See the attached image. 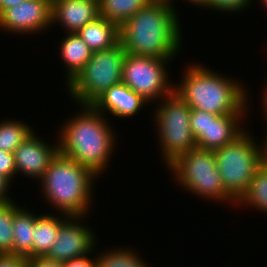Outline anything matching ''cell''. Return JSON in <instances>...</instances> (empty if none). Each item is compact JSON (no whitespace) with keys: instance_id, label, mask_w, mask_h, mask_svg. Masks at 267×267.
Segmentation results:
<instances>
[{"instance_id":"obj_8","label":"cell","mask_w":267,"mask_h":267,"mask_svg":"<svg viewBox=\"0 0 267 267\" xmlns=\"http://www.w3.org/2000/svg\"><path fill=\"white\" fill-rule=\"evenodd\" d=\"M163 100L154 115L163 158L169 165L179 155L196 148V140L189 123L191 108L175 92Z\"/></svg>"},{"instance_id":"obj_9","label":"cell","mask_w":267,"mask_h":267,"mask_svg":"<svg viewBox=\"0 0 267 267\" xmlns=\"http://www.w3.org/2000/svg\"><path fill=\"white\" fill-rule=\"evenodd\" d=\"M171 59H160L125 54L122 72V83L141 96L148 104L153 99L167 97L174 92V87L169 84L166 73V62Z\"/></svg>"},{"instance_id":"obj_13","label":"cell","mask_w":267,"mask_h":267,"mask_svg":"<svg viewBox=\"0 0 267 267\" xmlns=\"http://www.w3.org/2000/svg\"><path fill=\"white\" fill-rule=\"evenodd\" d=\"M32 132L14 151L16 173H23L30 177L44 176L51 161L59 153V145L47 144Z\"/></svg>"},{"instance_id":"obj_15","label":"cell","mask_w":267,"mask_h":267,"mask_svg":"<svg viewBox=\"0 0 267 267\" xmlns=\"http://www.w3.org/2000/svg\"><path fill=\"white\" fill-rule=\"evenodd\" d=\"M146 103L124 83H119L107 89L91 105L99 112L108 111L119 118H125L138 113Z\"/></svg>"},{"instance_id":"obj_24","label":"cell","mask_w":267,"mask_h":267,"mask_svg":"<svg viewBox=\"0 0 267 267\" xmlns=\"http://www.w3.org/2000/svg\"><path fill=\"white\" fill-rule=\"evenodd\" d=\"M127 250L122 248L104 252L97 257L96 267H147L136 253Z\"/></svg>"},{"instance_id":"obj_20","label":"cell","mask_w":267,"mask_h":267,"mask_svg":"<svg viewBox=\"0 0 267 267\" xmlns=\"http://www.w3.org/2000/svg\"><path fill=\"white\" fill-rule=\"evenodd\" d=\"M152 0H98L99 16L119 27Z\"/></svg>"},{"instance_id":"obj_22","label":"cell","mask_w":267,"mask_h":267,"mask_svg":"<svg viewBox=\"0 0 267 267\" xmlns=\"http://www.w3.org/2000/svg\"><path fill=\"white\" fill-rule=\"evenodd\" d=\"M28 124L7 120L0 122V150L14 153L15 149L32 133Z\"/></svg>"},{"instance_id":"obj_23","label":"cell","mask_w":267,"mask_h":267,"mask_svg":"<svg viewBox=\"0 0 267 267\" xmlns=\"http://www.w3.org/2000/svg\"><path fill=\"white\" fill-rule=\"evenodd\" d=\"M19 208L12 200L0 202V255H12L13 218Z\"/></svg>"},{"instance_id":"obj_19","label":"cell","mask_w":267,"mask_h":267,"mask_svg":"<svg viewBox=\"0 0 267 267\" xmlns=\"http://www.w3.org/2000/svg\"><path fill=\"white\" fill-rule=\"evenodd\" d=\"M64 219L52 215H35V228L33 229V258L45 256L53 246L60 225L68 218Z\"/></svg>"},{"instance_id":"obj_10","label":"cell","mask_w":267,"mask_h":267,"mask_svg":"<svg viewBox=\"0 0 267 267\" xmlns=\"http://www.w3.org/2000/svg\"><path fill=\"white\" fill-rule=\"evenodd\" d=\"M242 117L243 114L217 115L191 108L189 123L196 147L215 150L234 141L244 132L240 125Z\"/></svg>"},{"instance_id":"obj_1","label":"cell","mask_w":267,"mask_h":267,"mask_svg":"<svg viewBox=\"0 0 267 267\" xmlns=\"http://www.w3.org/2000/svg\"><path fill=\"white\" fill-rule=\"evenodd\" d=\"M167 0H152L119 27L126 53L173 59L181 46L179 19Z\"/></svg>"},{"instance_id":"obj_6","label":"cell","mask_w":267,"mask_h":267,"mask_svg":"<svg viewBox=\"0 0 267 267\" xmlns=\"http://www.w3.org/2000/svg\"><path fill=\"white\" fill-rule=\"evenodd\" d=\"M126 51L119 42L114 47L92 52L85 67L67 85L70 96L82 105H91L107 89L122 83Z\"/></svg>"},{"instance_id":"obj_11","label":"cell","mask_w":267,"mask_h":267,"mask_svg":"<svg viewBox=\"0 0 267 267\" xmlns=\"http://www.w3.org/2000/svg\"><path fill=\"white\" fill-rule=\"evenodd\" d=\"M72 218V219H71ZM81 216H69L59 227L57 238L45 255L46 258L61 263L73 258L91 254L95 247L93 231L78 224ZM75 219V220H74Z\"/></svg>"},{"instance_id":"obj_28","label":"cell","mask_w":267,"mask_h":267,"mask_svg":"<svg viewBox=\"0 0 267 267\" xmlns=\"http://www.w3.org/2000/svg\"><path fill=\"white\" fill-rule=\"evenodd\" d=\"M95 260L89 259L87 255L73 258L67 262L62 263L63 267H96V258Z\"/></svg>"},{"instance_id":"obj_12","label":"cell","mask_w":267,"mask_h":267,"mask_svg":"<svg viewBox=\"0 0 267 267\" xmlns=\"http://www.w3.org/2000/svg\"><path fill=\"white\" fill-rule=\"evenodd\" d=\"M52 25V0H26L0 14V27L17 33H35Z\"/></svg>"},{"instance_id":"obj_3","label":"cell","mask_w":267,"mask_h":267,"mask_svg":"<svg viewBox=\"0 0 267 267\" xmlns=\"http://www.w3.org/2000/svg\"><path fill=\"white\" fill-rule=\"evenodd\" d=\"M186 71L181 85L173 87L190 108L217 115L245 114L248 97L241 84L198 64Z\"/></svg>"},{"instance_id":"obj_29","label":"cell","mask_w":267,"mask_h":267,"mask_svg":"<svg viewBox=\"0 0 267 267\" xmlns=\"http://www.w3.org/2000/svg\"><path fill=\"white\" fill-rule=\"evenodd\" d=\"M29 267H63V264L45 256H37L29 259Z\"/></svg>"},{"instance_id":"obj_4","label":"cell","mask_w":267,"mask_h":267,"mask_svg":"<svg viewBox=\"0 0 267 267\" xmlns=\"http://www.w3.org/2000/svg\"><path fill=\"white\" fill-rule=\"evenodd\" d=\"M96 175L88 168L58 153L40 179L43 195L65 216L84 217L91 205Z\"/></svg>"},{"instance_id":"obj_35","label":"cell","mask_w":267,"mask_h":267,"mask_svg":"<svg viewBox=\"0 0 267 267\" xmlns=\"http://www.w3.org/2000/svg\"><path fill=\"white\" fill-rule=\"evenodd\" d=\"M262 2H263L264 6H265L266 9H267V0H262Z\"/></svg>"},{"instance_id":"obj_25","label":"cell","mask_w":267,"mask_h":267,"mask_svg":"<svg viewBox=\"0 0 267 267\" xmlns=\"http://www.w3.org/2000/svg\"><path fill=\"white\" fill-rule=\"evenodd\" d=\"M251 2V0H210L209 7L210 9L213 8L217 11H225V12H235L240 11V9H244V7L247 8L249 6L248 4Z\"/></svg>"},{"instance_id":"obj_5","label":"cell","mask_w":267,"mask_h":267,"mask_svg":"<svg viewBox=\"0 0 267 267\" xmlns=\"http://www.w3.org/2000/svg\"><path fill=\"white\" fill-rule=\"evenodd\" d=\"M251 137L244 131L234 141L213 150L223 187L236 202L247 192L263 162L262 148Z\"/></svg>"},{"instance_id":"obj_34","label":"cell","mask_w":267,"mask_h":267,"mask_svg":"<svg viewBox=\"0 0 267 267\" xmlns=\"http://www.w3.org/2000/svg\"><path fill=\"white\" fill-rule=\"evenodd\" d=\"M263 104H264V109H265V113H266V115H267V90H266V92L264 93V96H263ZM265 117H267V116H265Z\"/></svg>"},{"instance_id":"obj_18","label":"cell","mask_w":267,"mask_h":267,"mask_svg":"<svg viewBox=\"0 0 267 267\" xmlns=\"http://www.w3.org/2000/svg\"><path fill=\"white\" fill-rule=\"evenodd\" d=\"M35 215L22 208L18 209L13 218L12 255L33 258V229Z\"/></svg>"},{"instance_id":"obj_16","label":"cell","mask_w":267,"mask_h":267,"mask_svg":"<svg viewBox=\"0 0 267 267\" xmlns=\"http://www.w3.org/2000/svg\"><path fill=\"white\" fill-rule=\"evenodd\" d=\"M76 33L93 52L110 49L120 42L119 26L100 16Z\"/></svg>"},{"instance_id":"obj_31","label":"cell","mask_w":267,"mask_h":267,"mask_svg":"<svg viewBox=\"0 0 267 267\" xmlns=\"http://www.w3.org/2000/svg\"><path fill=\"white\" fill-rule=\"evenodd\" d=\"M26 0H0V14L7 8L13 7Z\"/></svg>"},{"instance_id":"obj_21","label":"cell","mask_w":267,"mask_h":267,"mask_svg":"<svg viewBox=\"0 0 267 267\" xmlns=\"http://www.w3.org/2000/svg\"><path fill=\"white\" fill-rule=\"evenodd\" d=\"M249 204L253 208L267 212V164L262 162L255 171L250 181L247 192L241 197L237 204Z\"/></svg>"},{"instance_id":"obj_14","label":"cell","mask_w":267,"mask_h":267,"mask_svg":"<svg viewBox=\"0 0 267 267\" xmlns=\"http://www.w3.org/2000/svg\"><path fill=\"white\" fill-rule=\"evenodd\" d=\"M98 16V0H52V23H62L68 33H76Z\"/></svg>"},{"instance_id":"obj_17","label":"cell","mask_w":267,"mask_h":267,"mask_svg":"<svg viewBox=\"0 0 267 267\" xmlns=\"http://www.w3.org/2000/svg\"><path fill=\"white\" fill-rule=\"evenodd\" d=\"M64 40V41H63ZM61 42V56L66 63L67 84L85 67L92 56V50L78 36L77 33H69Z\"/></svg>"},{"instance_id":"obj_27","label":"cell","mask_w":267,"mask_h":267,"mask_svg":"<svg viewBox=\"0 0 267 267\" xmlns=\"http://www.w3.org/2000/svg\"><path fill=\"white\" fill-rule=\"evenodd\" d=\"M0 267H29V259L10 254L0 255Z\"/></svg>"},{"instance_id":"obj_26","label":"cell","mask_w":267,"mask_h":267,"mask_svg":"<svg viewBox=\"0 0 267 267\" xmlns=\"http://www.w3.org/2000/svg\"><path fill=\"white\" fill-rule=\"evenodd\" d=\"M15 174L14 153L0 150V175L6 177L11 182Z\"/></svg>"},{"instance_id":"obj_30","label":"cell","mask_w":267,"mask_h":267,"mask_svg":"<svg viewBox=\"0 0 267 267\" xmlns=\"http://www.w3.org/2000/svg\"><path fill=\"white\" fill-rule=\"evenodd\" d=\"M9 185L10 181L6 177L0 175V202L11 200L7 196V188L9 187Z\"/></svg>"},{"instance_id":"obj_7","label":"cell","mask_w":267,"mask_h":267,"mask_svg":"<svg viewBox=\"0 0 267 267\" xmlns=\"http://www.w3.org/2000/svg\"><path fill=\"white\" fill-rule=\"evenodd\" d=\"M182 187L205 197L237 203L224 189L213 150L193 148L168 165Z\"/></svg>"},{"instance_id":"obj_2","label":"cell","mask_w":267,"mask_h":267,"mask_svg":"<svg viewBox=\"0 0 267 267\" xmlns=\"http://www.w3.org/2000/svg\"><path fill=\"white\" fill-rule=\"evenodd\" d=\"M84 111L68 120L59 139V153L90 169L96 176L107 167L113 150L114 133L92 105H82Z\"/></svg>"},{"instance_id":"obj_32","label":"cell","mask_w":267,"mask_h":267,"mask_svg":"<svg viewBox=\"0 0 267 267\" xmlns=\"http://www.w3.org/2000/svg\"><path fill=\"white\" fill-rule=\"evenodd\" d=\"M170 4L172 3L171 0H167ZM191 3H194V4H197L198 6H204L207 8V6L209 5L210 3V0H187Z\"/></svg>"},{"instance_id":"obj_33","label":"cell","mask_w":267,"mask_h":267,"mask_svg":"<svg viewBox=\"0 0 267 267\" xmlns=\"http://www.w3.org/2000/svg\"><path fill=\"white\" fill-rule=\"evenodd\" d=\"M267 139V138H266ZM266 143V144H265ZM264 146H262V157H263V162L267 164V141L264 142ZM264 147V148H263Z\"/></svg>"}]
</instances>
